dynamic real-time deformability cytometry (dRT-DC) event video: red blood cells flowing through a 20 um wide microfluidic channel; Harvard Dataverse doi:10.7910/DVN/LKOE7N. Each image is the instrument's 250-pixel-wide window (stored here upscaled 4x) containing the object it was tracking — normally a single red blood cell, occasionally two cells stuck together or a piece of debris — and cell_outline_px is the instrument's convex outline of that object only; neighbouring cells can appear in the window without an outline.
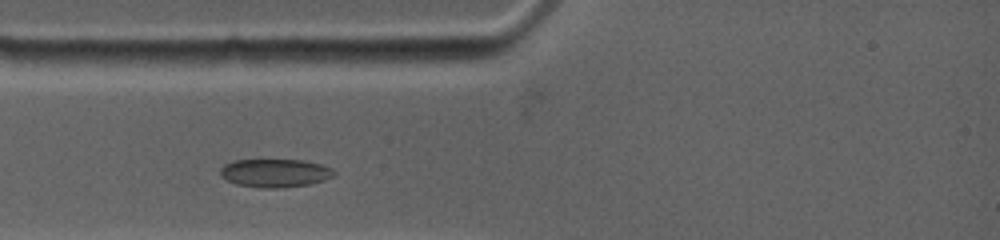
{"species": "common noctule bat (a hibernating species)", "species_latin": "Nyctalus noctula", "temperature_condition": "warm", "stored_images_in_passage": 9, "camera_frame_rate_fps": 4500, "um_per_image_px": 0.085, "animal": {"sex": "female", "body_mass_g": 19.0, "forearm_length_mm": 53.3}, "frame": {"image": 1, "passage_image": 3, "time_ms": 2.222, "image_size_px": [1000, 240], "cell_outline_px": [[336, 176], [324, 180], [308, 184], [280, 188], [260, 188], [236, 184], [220, 176], [220, 168], [224, 164], [232, 160], [300, 160], [320, 164], [332, 168], [336, 172]], "centroid_in_image_um": [23.37, 14.71], "position_along_channel_um": 61.6, "area_um2": 18.84}}